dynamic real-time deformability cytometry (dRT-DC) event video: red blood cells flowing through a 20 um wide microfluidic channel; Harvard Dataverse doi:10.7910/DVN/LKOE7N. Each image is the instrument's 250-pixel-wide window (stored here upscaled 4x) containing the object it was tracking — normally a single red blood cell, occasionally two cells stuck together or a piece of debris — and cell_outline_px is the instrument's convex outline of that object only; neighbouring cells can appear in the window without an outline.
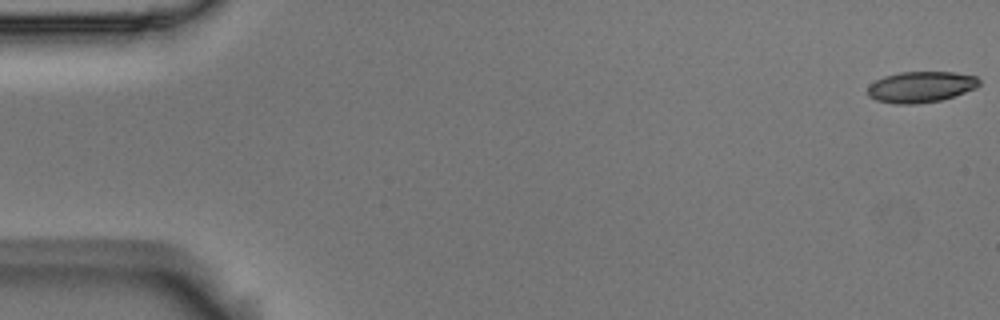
{"species": "Egyptian fruit bat (a non-hibernating species)", "species_latin": "Rousettus aegyptiacus", "temperature_condition": "room temperature", "stored_images_in_passage": 17, "camera_frame_rate_fps": 3000, "um_per_image_px": 0.085, "animal": {"sex": "male"}, "frame": {"image": 1, "passage_image": 1, "time_ms": 0.0, "image_size_px": [1000, 320], "cell_outline_px": [[980, 84], [976, 88], [940, 100], [916, 104], [896, 104], [876, 100], [868, 96], [868, 88], [876, 80], [884, 76], [900, 72], [956, 72], [976, 76], [980, 80]], "centroid_in_image_um": [78.28, 7.38], "position_along_channel_um": 6.7, "area_um2": 20.06}}
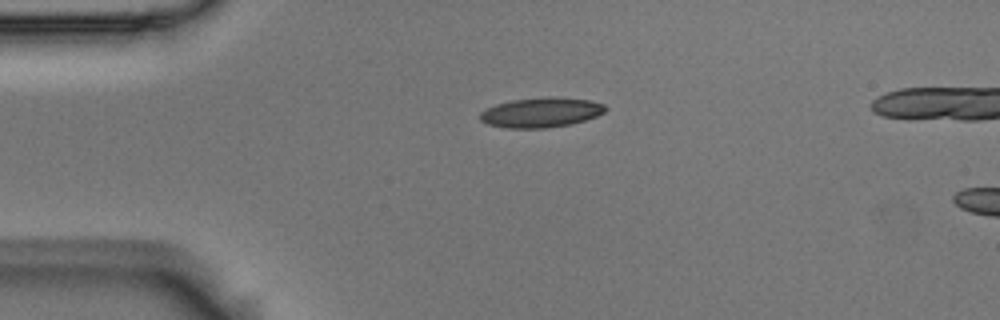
{"frame": {"image": 2, "passage_image": 13, "time_ms": 4.0, "image_size_px": [1000, 320], "cell_outline_px": [[608, 108], [604, 112], [596, 116], [572, 124], [544, 128], [508, 128], [488, 124], [480, 120], [480, 112], [496, 104], [512, 100], [548, 96], [588, 100], [604, 104]], "centroid_in_image_um": [45.99, 9.56], "position_along_channel_um": 39.0, "area_um2": 21.68}}